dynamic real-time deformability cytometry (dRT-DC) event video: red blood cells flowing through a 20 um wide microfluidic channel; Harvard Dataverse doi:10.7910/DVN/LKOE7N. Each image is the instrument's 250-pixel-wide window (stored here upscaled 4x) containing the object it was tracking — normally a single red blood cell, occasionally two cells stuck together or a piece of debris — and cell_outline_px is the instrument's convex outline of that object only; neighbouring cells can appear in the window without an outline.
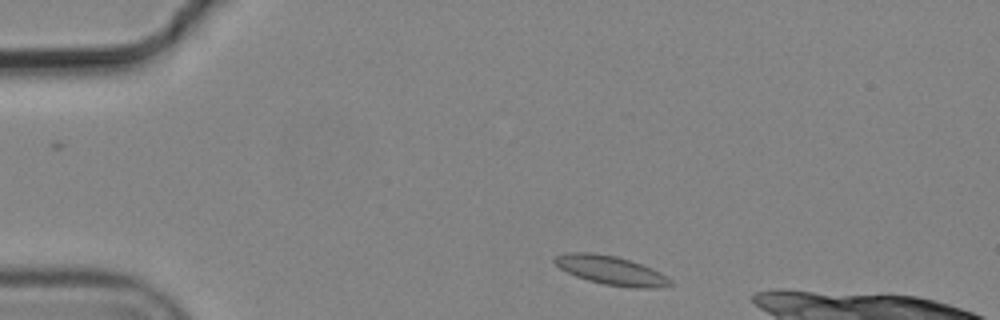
{"species": "common noctule bat (a hibernating species)", "species_latin": "Nyctalus noctula", "temperature_condition": "cold", "stored_images_in_passage": 5, "segment_of_instrument_passage": [1, 2], "camera_frame_rate_fps": 3000, "um_per_image_px": 0.085, "animal": {"sex": "male", "body_mass_g": 19.2, "forearm_length_mm": 51.8}, "frame": {"image": 1, "passage_image": 1, "time_ms": 0.0, "image_size_px": [1000, 320], "cell_outline_px": [[672, 284], [656, 288], [636, 288], [604, 284], [588, 280], [576, 276], [560, 268], [552, 260], [556, 256], [568, 252], [592, 252], [616, 256], [632, 260], [652, 268], [660, 272], [672, 280]], "centroid_in_image_um": [51.95, 22.97], "position_along_channel_um": 33.1, "area_um2": 19.48}}
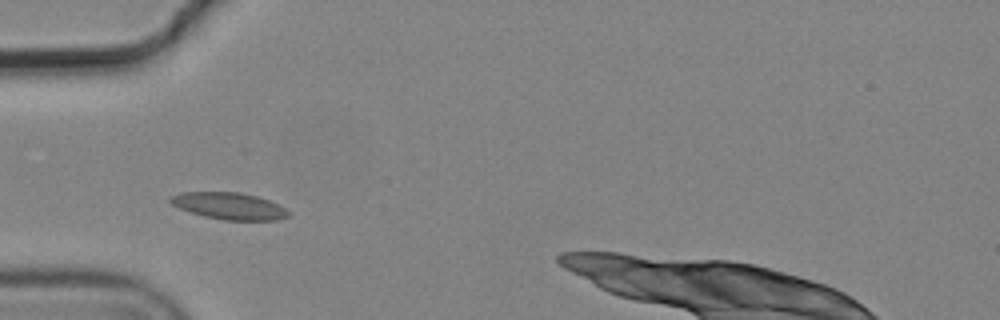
{"frame": {"image": 2, "passage_image": 3, "time_ms": 0.667, "image_size_px": [1000, 320], "cell_outline_px": [[288, 216], [276, 220], [224, 220], [204, 216], [180, 208], [172, 204], [168, 200], [168, 196], [180, 192], [240, 192], [256, 196], [268, 200], [284, 208], [288, 212]], "centroid_in_image_um": [19.42, 17.49], "position_along_channel_um": 65.6, "area_um2": 18.26}}
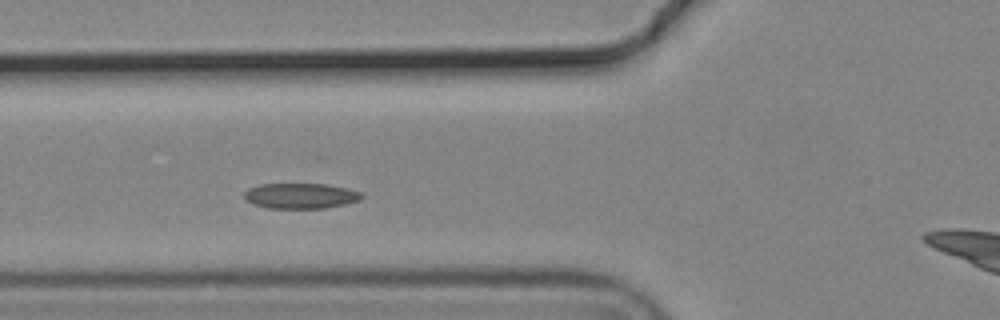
{"frame": {"image": 3, "passage_image": 4, "time_ms": 1.0, "image_size_px": [1000, 320], "cell_outline_px": [[364, 196], [360, 200], [344, 204], [324, 208], [268, 208], [244, 200], [244, 192], [248, 188], [260, 184], [324, 184], [348, 188], [360, 192]], "centroid_in_image_um": [25.54, 16.64], "position_along_channel_um": 100.3, "area_um2": 17.34}}